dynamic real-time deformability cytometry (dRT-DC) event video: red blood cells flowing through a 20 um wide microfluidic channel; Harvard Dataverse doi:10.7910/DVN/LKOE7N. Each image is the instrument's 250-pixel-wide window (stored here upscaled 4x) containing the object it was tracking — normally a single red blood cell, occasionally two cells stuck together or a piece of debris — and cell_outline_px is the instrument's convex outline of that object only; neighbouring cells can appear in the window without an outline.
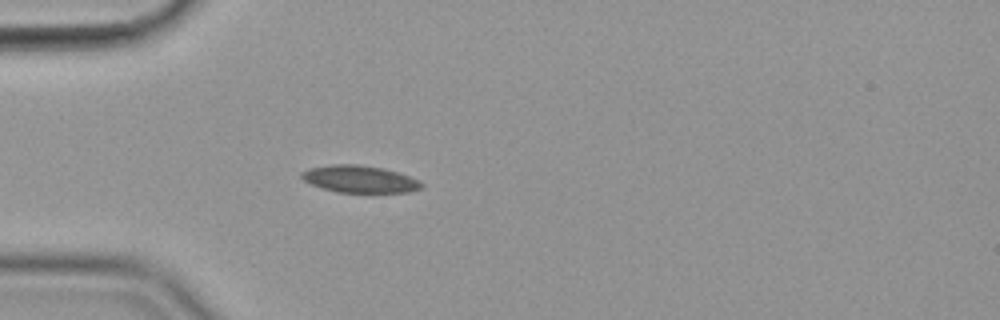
{"species": "common noctule bat (a hibernating species)", "species_latin": "Nyctalus noctula", "temperature_condition": "cold", "stored_images_in_passage": 41, "camera_frame_rate_fps": 3000, "um_per_image_px": 0.085, "animal": {"sex": "female", "body_mass_g": 19.9}, "frame": {"image": 1, "passage_image": 1, "time_ms": 0.0, "image_size_px": [1000, 320], "cell_outline_px": [[424, 184], [420, 188], [408, 192], [372, 196], [336, 192], [312, 184], [304, 180], [300, 176], [300, 172], [308, 168], [332, 164], [360, 164], [384, 168], [420, 180]], "centroid_in_image_um": [30.61, 15.27], "position_along_channel_um": 54.4, "area_um2": 19.94}}
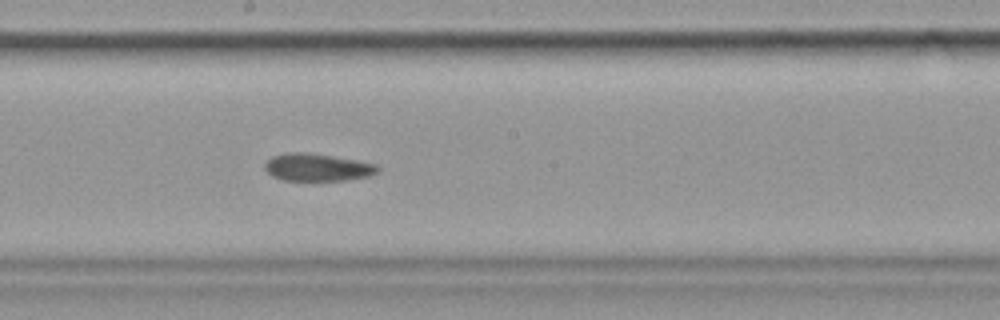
{"frame": {"image": 2, "passage_image": 16, "time_ms": 5.0, "image_size_px": [1000, 320], "cell_outline_px": [[380, 172], [372, 176], [348, 180], [284, 180], [272, 176], [264, 168], [264, 164], [272, 156], [288, 152], [308, 152], [356, 160], [376, 164], [380, 168]], "centroid_in_image_um": [27.01, 14.22], "position_along_channel_um": 221.2, "area_um2": 18.21}}
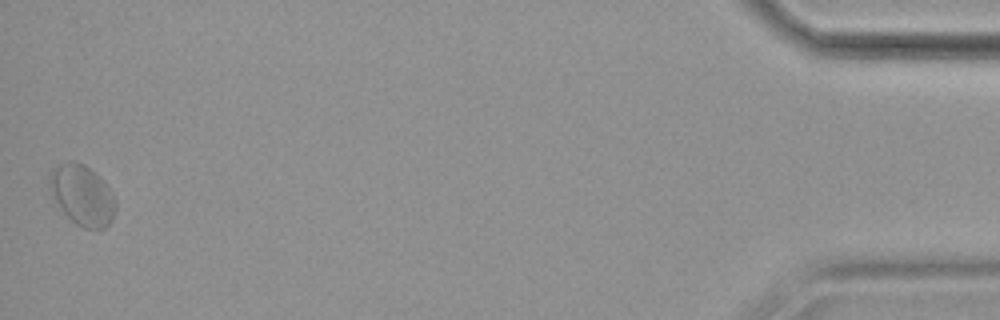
{"frame": {"image": 3, "passage_image": 41, "time_ms": 13.333, "image_size_px": [1000, 320], "cell_outline_px": [[116, 208], [112, 220], [104, 228], [84, 228], [76, 224], [52, 200], [48, 184], [52, 172], [56, 164], [72, 160], [84, 164], [96, 172], [100, 176], [116, 200]], "centroid_in_image_um": [6.97, 16.56], "position_along_channel_um": 428.2, "area_um2": 23.35}, "authors_computed_cell_mechanics": {"area_um2": 19.1896, "velocity_mm_per_s": 3.5212, "shape_relaxation_time_tau1_ms": null, "shape_relaxation_time_tau2_ms": 3.4971, "deformation_change_tau1": null, "deformation_change_tau2": 0.0647}}